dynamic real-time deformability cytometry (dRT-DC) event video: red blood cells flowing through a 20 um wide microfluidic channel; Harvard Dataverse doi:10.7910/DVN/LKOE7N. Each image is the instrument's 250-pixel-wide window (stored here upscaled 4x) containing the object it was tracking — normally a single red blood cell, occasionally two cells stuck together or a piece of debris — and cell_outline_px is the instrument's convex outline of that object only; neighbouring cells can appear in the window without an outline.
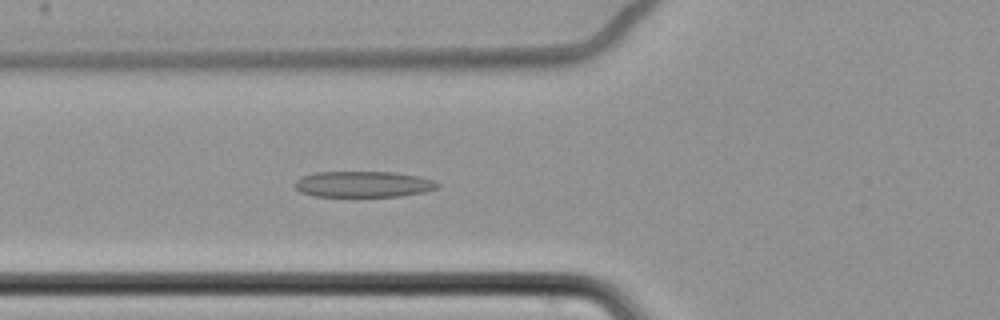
{"species": "common noctule bat (a hibernating species)", "species_latin": "Nyctalus noctula", "temperature_condition": "cold", "stored_images_in_passage": 64, "camera_frame_rate_fps": 3000, "um_per_image_px": 0.085, "animal": {"sex": "female", "body_mass_g": 22.7, "forearm_length_mm": 54.2}, "frame": {"image": 1, "passage_image": 27, "time_ms": 8.667, "image_size_px": [1000, 320], "cell_outline_px": [[440, 188], [424, 192], [400, 196], [312, 196], [300, 192], [292, 184], [296, 180], [304, 176], [316, 172], [392, 172], [420, 176], [432, 180], [440, 184]], "centroid_in_image_um": [30.89, 15.66], "position_along_channel_um": 94.9, "area_um2": 21.68}}
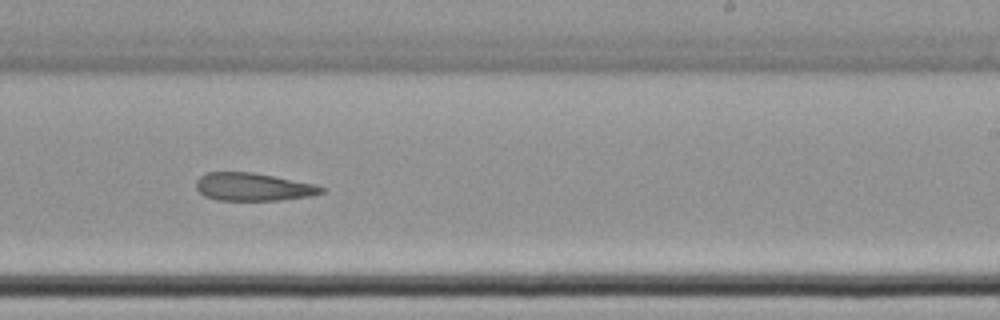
{"frame": {"image": 2, "passage_image": 42, "time_ms": 13.667, "image_size_px": [1000, 320], "cell_outline_px": [[324, 192], [312, 196], [280, 200], [216, 200], [204, 196], [196, 188], [196, 180], [200, 176], [208, 172], [252, 172], [316, 184], [324, 188]], "centroid_in_image_um": [21.52, 15.89], "position_along_channel_um": 267.5, "area_um2": 20.4}}
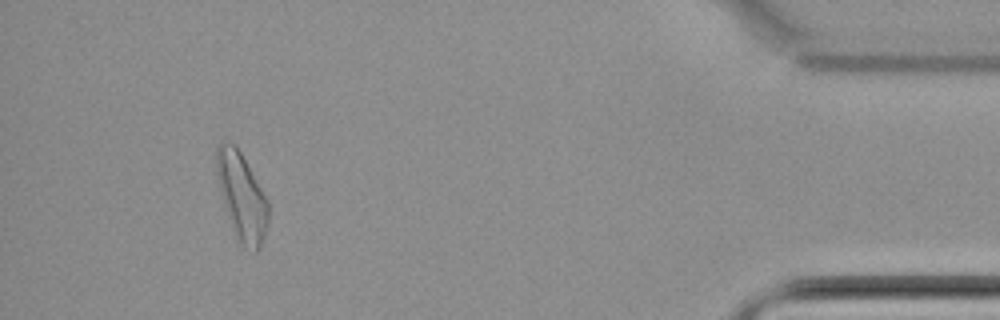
{"frame": {"image": 3, "passage_image": 60, "time_ms": 19.667, "image_size_px": [1000, 320], "cell_outline_px": [[268, 224], [260, 248], [256, 252], [244, 248], [236, 244], [224, 204], [216, 176], [216, 148], [224, 140], [232, 144], [240, 152], [268, 200]], "centroid_in_image_um": [20.54, 16.79], "position_along_channel_um": 414.7, "area_um2": 26.47}}